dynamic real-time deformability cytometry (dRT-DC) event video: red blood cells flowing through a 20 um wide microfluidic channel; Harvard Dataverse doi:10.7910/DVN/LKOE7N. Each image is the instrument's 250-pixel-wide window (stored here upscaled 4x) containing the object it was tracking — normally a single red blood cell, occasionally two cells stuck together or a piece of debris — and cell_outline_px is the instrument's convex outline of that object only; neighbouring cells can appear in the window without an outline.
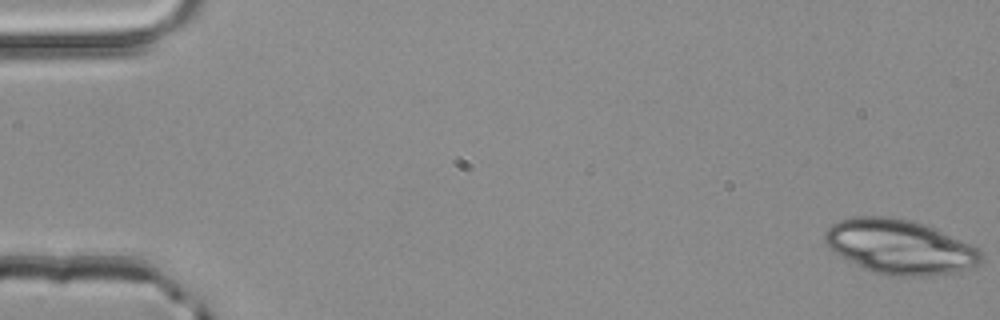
{"species": "common noctule bat (a hibernating species)", "species_latin": "Nyctalus noctula", "temperature_condition": "room temperature", "stored_images_in_passage": 51, "segment_of_instrument_passage": [1, 2], "camera_frame_rate_fps": 3000, "um_per_image_px": 0.085, "animal": {"sex": "male", "body_mass_g": 20.4}, "frame": {"image": 1, "passage_image": 1, "time_ms": 0.0, "image_size_px": [1000, 320], "cell_outline_px": [[984, 260], [976, 268], [956, 272], [928, 276], [888, 276], [872, 272], [840, 256], [824, 244], [824, 232], [832, 224], [840, 220], [852, 216], [888, 216], [912, 220], [936, 228], [984, 252]], "centroid_in_image_um": [76.5, 20.99], "position_along_channel_um": 8.5, "area_um2": 50.11}}